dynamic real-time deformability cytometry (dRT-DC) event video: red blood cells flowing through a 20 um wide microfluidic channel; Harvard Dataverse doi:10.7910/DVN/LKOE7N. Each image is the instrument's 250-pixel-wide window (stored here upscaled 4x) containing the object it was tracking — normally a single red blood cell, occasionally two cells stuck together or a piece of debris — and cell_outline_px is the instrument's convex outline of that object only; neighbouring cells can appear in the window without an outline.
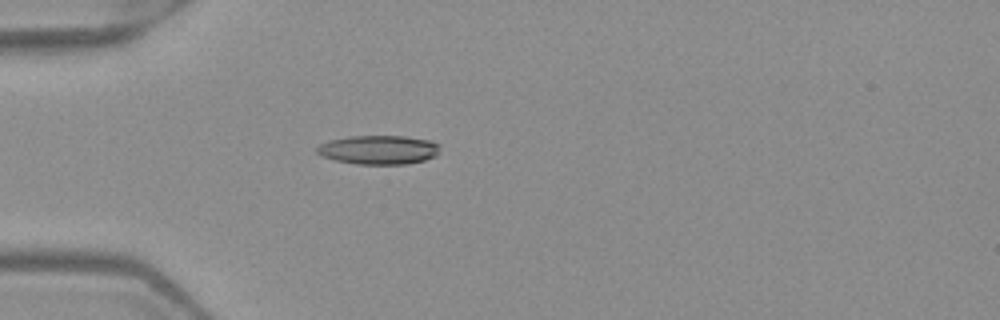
{"species": "Egyptian fruit bat (a non-hibernating species)", "species_latin": "Rousettus aegyptiacus", "temperature_condition": "warm", "stored_images_in_passage": 4, "camera_frame_rate_fps": 3000, "um_per_image_px": 0.085, "frame": {"image": 1, "passage_image": 4, "time_ms": 1.0, "image_size_px": [1000, 320], "cell_outline_px": [[440, 152], [436, 156], [424, 160], [408, 164], [356, 164], [336, 160], [324, 156], [316, 152], [316, 148], [320, 144], [328, 140], [348, 136], [404, 136], [432, 140], [440, 144]], "centroid_in_image_um": [32.23, 12.72], "position_along_channel_um": 52.8, "area_um2": 20.98}}